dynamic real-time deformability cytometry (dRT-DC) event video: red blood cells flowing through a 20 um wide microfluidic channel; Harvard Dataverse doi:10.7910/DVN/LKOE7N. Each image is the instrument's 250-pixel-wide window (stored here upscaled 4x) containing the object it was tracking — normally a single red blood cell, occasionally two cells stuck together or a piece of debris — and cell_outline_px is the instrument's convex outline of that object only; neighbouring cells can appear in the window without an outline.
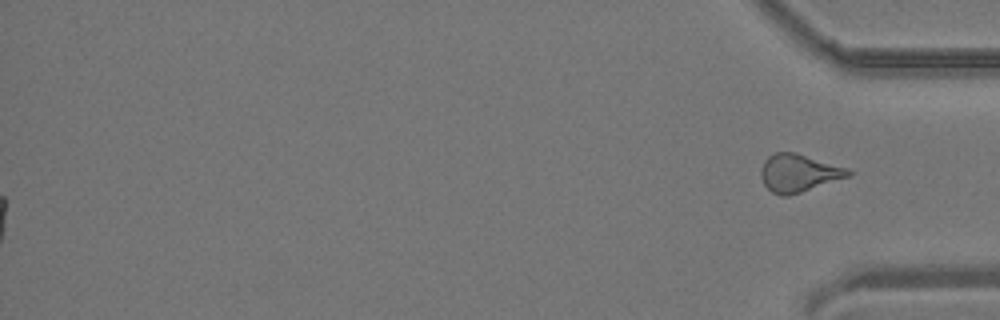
{"species": "common noctule bat (a hibernating species)", "species_latin": "Nyctalus noctula", "temperature_condition": "room temperature", "stored_images_in_passage": 35, "segment_of_instrument_passage": [2, 2], "camera_frame_rate_fps": 3000, "um_per_image_px": 0.085, "animal": {"sex": "male", "body_mass_g": 19.2, "forearm_length_mm": 51.8}, "frame": {"image": 1, "passage_image": 35, "time_ms": 11.333, "image_size_px": [1000, 320], "cell_outline_px": [[852, 172], [848, 176], [788, 196], [780, 196], [772, 192], [764, 184], [760, 176], [760, 168], [764, 160], [768, 156], [776, 152], [796, 152], [848, 168]], "centroid_in_image_um": [67.83, 14.69], "position_along_channel_um": 367.4, "area_um2": 19.07}}